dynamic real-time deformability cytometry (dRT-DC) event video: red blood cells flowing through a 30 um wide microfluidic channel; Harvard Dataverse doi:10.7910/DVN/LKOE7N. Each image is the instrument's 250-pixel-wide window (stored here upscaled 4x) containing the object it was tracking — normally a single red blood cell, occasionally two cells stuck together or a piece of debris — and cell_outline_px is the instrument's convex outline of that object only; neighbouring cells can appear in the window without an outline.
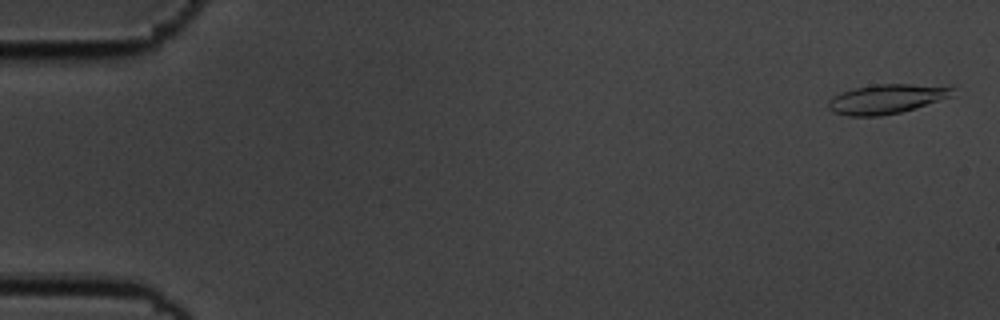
{"species": "common noctule bat (a hibernating species)", "species_latin": "Nyctalus noctula", "temperature_condition": "cold", "stored_images_in_passage": 56, "camera_frame_rate_fps": 3000, "um_per_image_px": 0.085, "animal": {"sex": "male", "body_mass_g": 19.5, "forearm_length_mm": 54.6}, "frame": {"image": 1, "passage_image": 2, "time_ms": 0.333, "image_size_px": [1000, 320], "cell_outline_px": [[956, 96], [900, 112], [880, 116], [848, 116], [832, 112], [828, 108], [828, 100], [832, 96], [856, 88], [876, 84], [956, 84]], "centroid_in_image_um": [75.51, 8.38], "position_along_channel_um": 9.5, "area_um2": 21.96}}
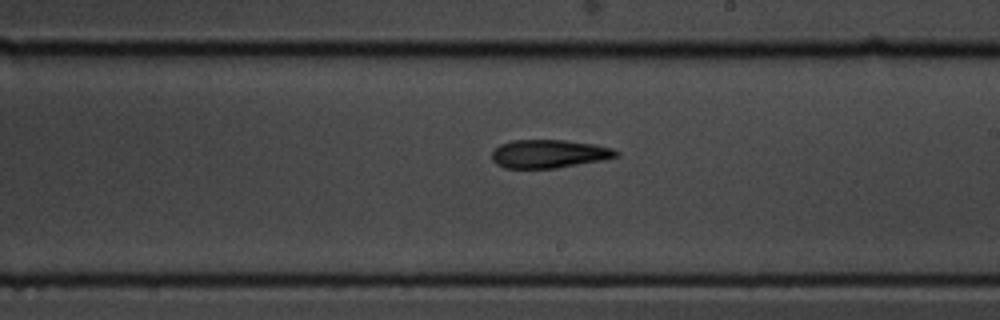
{"frame": {"image": 2, "passage_image": 33, "time_ms": 10.667, "image_size_px": [1000, 320], "cell_outline_px": [[620, 156], [600, 160], [556, 168], [504, 168], [496, 164], [492, 160], [492, 152], [500, 144], [512, 140], [564, 140], [592, 144], [612, 148], [620, 152]], "centroid_in_image_um": [46.64, 13.07], "position_along_channel_um": 242.4, "area_um2": 20.4}}
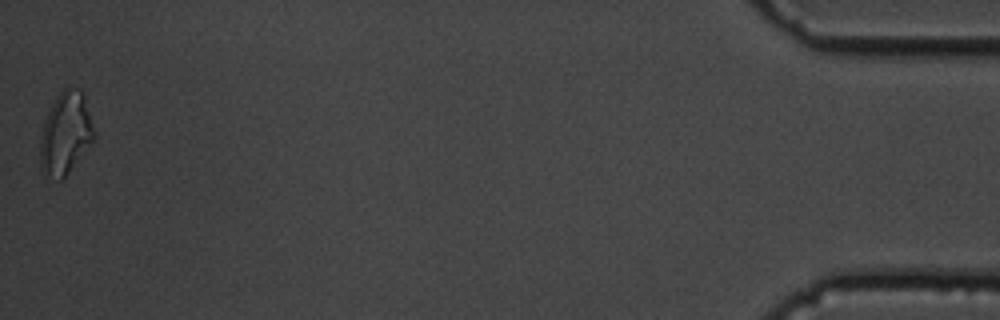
{"frame": {"image": 3, "passage_image": 56, "time_ms": 18.333, "image_size_px": [1000, 320], "cell_outline_px": [[96, 136], [68, 172], [60, 180], [40, 168], [40, 136], [44, 120], [56, 96], [68, 84], [84, 92], [96, 132]], "centroid_in_image_um": [5.59, 11.23], "position_along_channel_um": 429.6, "area_um2": 25.72}, "authors_computed_cell_mechanics": {"area_um2": 20.8658, "velocity_mm_per_s": 3.605, "shape_relaxation_time_tau1_ms": 10.4176, "shape_relaxation_time_tau2_ms": 5.8405, "deformation_change_tau1": 0.2336, "deformation_change_tau2": 0.1589}}